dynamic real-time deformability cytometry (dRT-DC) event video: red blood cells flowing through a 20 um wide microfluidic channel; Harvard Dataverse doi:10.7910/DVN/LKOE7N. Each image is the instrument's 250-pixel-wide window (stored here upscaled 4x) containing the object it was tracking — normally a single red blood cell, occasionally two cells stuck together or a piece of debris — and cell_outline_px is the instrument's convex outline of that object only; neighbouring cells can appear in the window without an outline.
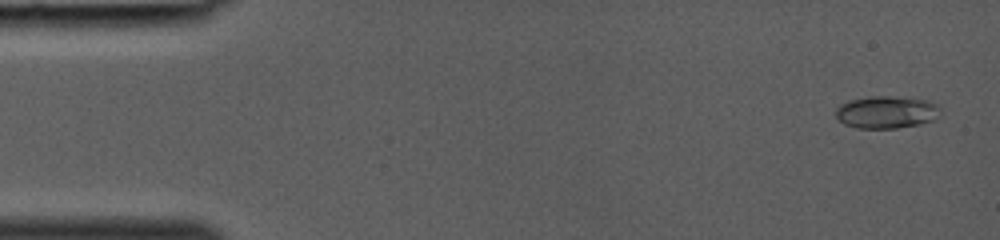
{"species": "common noctule bat (a hibernating species)", "species_latin": "Nyctalus noctula", "temperature_condition": "room temperature", "stored_images_in_passage": 37, "camera_frame_rate_fps": 3000, "um_per_image_px": 0.085, "animal": {"sex": "female", "body_mass_g": 19.0, "forearm_length_mm": 53.3}, "frame": {"image": 1, "passage_image": 2, "time_ms": 0.333, "image_size_px": [1000, 240], "cell_outline_px": [[940, 116], [936, 120], [920, 124], [896, 128], [856, 128], [844, 124], [836, 116], [836, 108], [840, 104], [848, 100], [872, 96], [892, 96], [928, 100], [936, 104], [940, 108]], "centroid_in_image_um": [75.37, 9.53], "position_along_channel_um": 9.6, "area_um2": 19.94}}
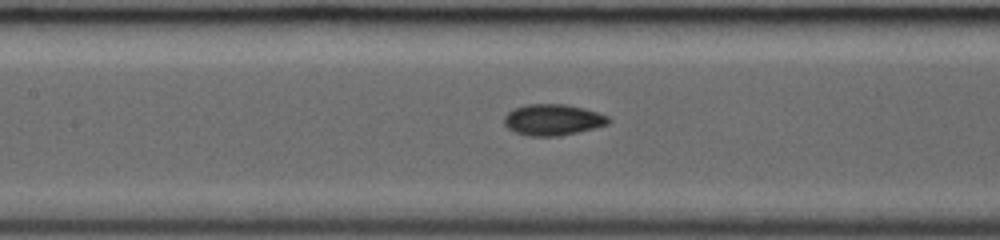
{"frame": {"image": 2, "passage_image": 18, "time_ms": 5.667, "image_size_px": [1000, 240], "cell_outline_px": [[612, 120], [608, 124], [560, 136], [528, 136], [516, 132], [508, 128], [504, 124], [504, 116], [512, 108], [524, 104], [564, 104], [584, 108], [608, 116]], "centroid_in_image_um": [46.96, 10.17], "position_along_channel_um": 160.4, "area_um2": 18.96}}
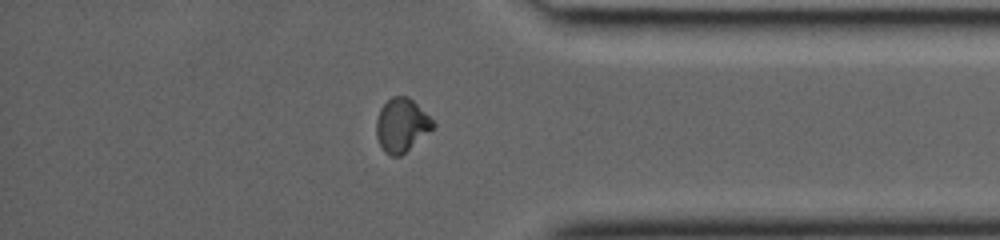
{"frame": {"image": 3, "passage_image": 32, "time_ms": 10.333, "image_size_px": [1000, 240], "cell_outline_px": [[436, 124], [432, 128], [400, 156], [392, 156], [384, 152], [376, 136], [376, 120], [380, 108], [392, 96], [408, 96]], "centroid_in_image_um": [34.09, 10.63], "position_along_channel_um": 401.1, "area_um2": 17.22}}